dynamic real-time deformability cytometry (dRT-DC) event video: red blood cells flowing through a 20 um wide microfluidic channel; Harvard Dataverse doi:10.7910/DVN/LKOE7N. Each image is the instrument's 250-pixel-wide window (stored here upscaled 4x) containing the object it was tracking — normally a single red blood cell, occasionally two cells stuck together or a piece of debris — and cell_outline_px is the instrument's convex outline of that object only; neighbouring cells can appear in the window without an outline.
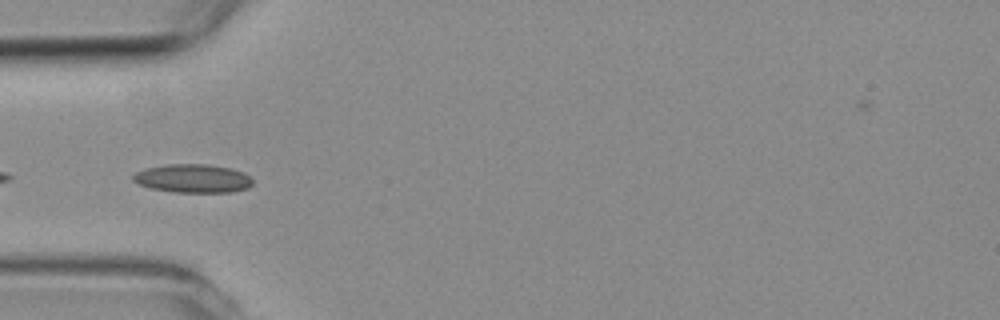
{"species": "common noctule bat (a hibernating species)", "species_latin": "Nyctalus noctula", "temperature_condition": "room temperature", "stored_images_in_passage": 7, "camera_frame_rate_fps": 3000, "um_per_image_px": 0.085, "animal": {"sex": "female", "body_mass_g": 19.3, "forearm_length_mm": 54.1}, "frame": {"image": 1, "passage_image": 4, "time_ms": 4.0, "image_size_px": [1000, 320], "cell_outline_px": [[252, 184], [248, 188], [232, 192], [176, 192], [152, 188], [136, 184], [132, 180], [132, 176], [136, 172], [144, 168], [168, 164], [208, 164], [232, 168], [244, 172], [252, 180]], "centroid_in_image_um": [16.38, 15.16], "position_along_channel_um": 68.6, "area_um2": 20.0}}
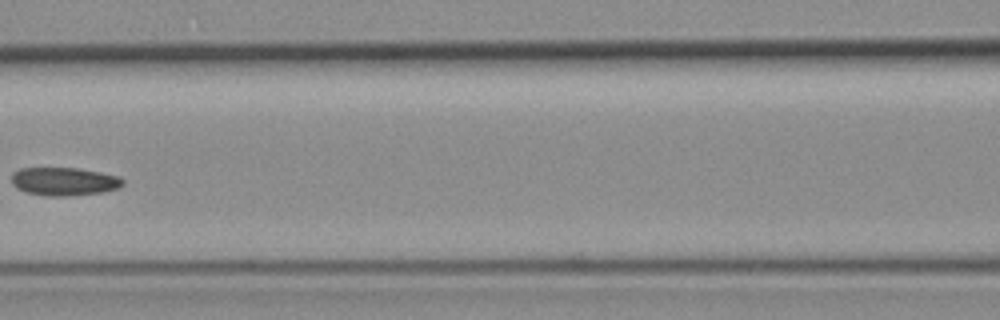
{"frame": {"image": 2, "passage_image": 6, "time_ms": 6.333, "image_size_px": [1000, 320], "cell_outline_px": [[124, 184], [120, 188], [104, 192], [68, 196], [48, 196], [28, 192], [16, 188], [12, 184], [12, 172], [20, 168], [76, 168], [100, 172], [120, 176], [124, 180]], "centroid_in_image_um": [5.48, 15.42], "position_along_channel_um": 161.1, "area_um2": 18.44}}
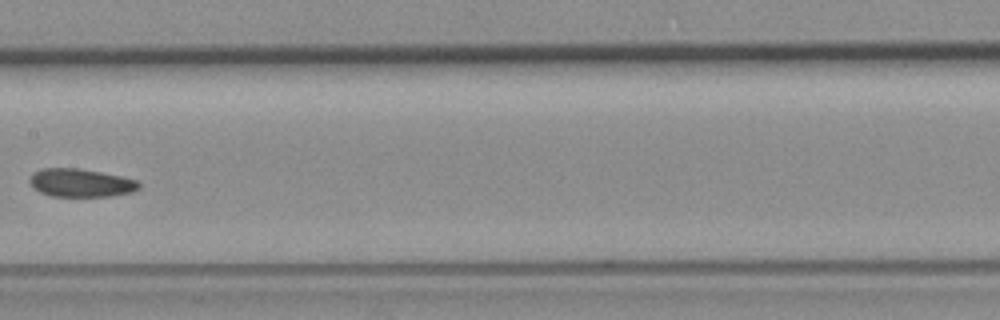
{"frame": {"image": 3, "passage_image": 7, "time_ms": 7.333, "image_size_px": [1000, 320], "cell_outline_px": [[140, 188], [132, 192], [112, 196], [52, 196], [40, 192], [28, 180], [28, 176], [32, 172], [40, 168], [80, 168], [120, 176], [136, 180], [140, 184]], "centroid_in_image_um": [6.84, 15.53], "position_along_channel_um": 200.6, "area_um2": 17.98}}